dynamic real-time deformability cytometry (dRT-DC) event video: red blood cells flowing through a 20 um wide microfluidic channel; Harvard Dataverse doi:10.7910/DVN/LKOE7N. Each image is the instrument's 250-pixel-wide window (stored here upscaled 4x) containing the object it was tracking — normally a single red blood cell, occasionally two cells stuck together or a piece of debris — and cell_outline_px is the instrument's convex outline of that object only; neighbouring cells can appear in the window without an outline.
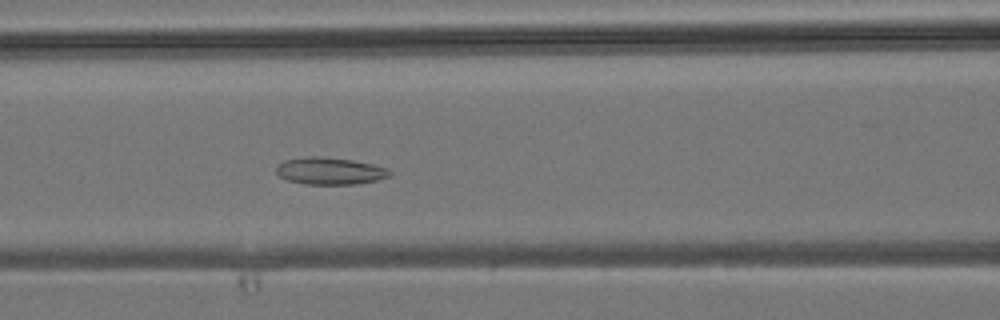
{"species": "common noctule bat (a hibernating species)", "species_latin": "Nyctalus noctula", "temperature_condition": "room temperature", "stored_images_in_passage": 30, "camera_frame_rate_fps": 3000, "um_per_image_px": 0.085, "animal": {"sex": "male", "body_mass_g": 19.2, "forearm_length_mm": 51.8}, "frame": {"image": 1, "passage_image": 5, "time_ms": 1.333, "image_size_px": [1000, 320], "cell_outline_px": [[392, 172], [388, 176], [376, 180], [356, 184], [304, 184], [288, 180], [280, 176], [276, 172], [276, 168], [284, 160], [308, 156], [324, 156], [352, 160], [372, 164], [388, 168]], "centroid_in_image_um": [28.04, 14.52], "position_along_channel_um": 138.6, "area_um2": 17.86}}
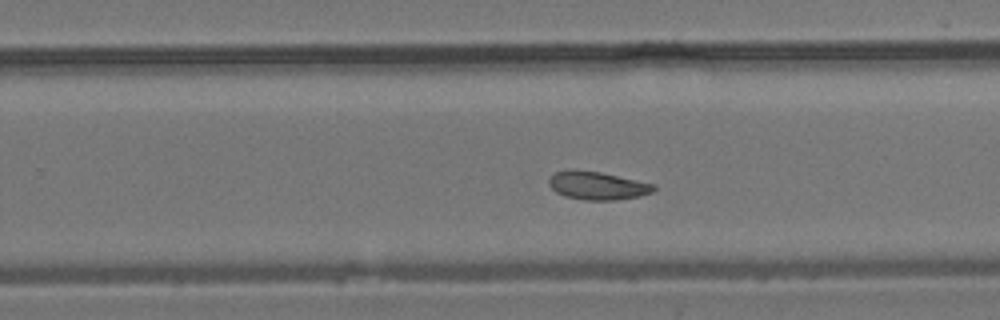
{"frame": {"image": 2, "passage_image": 14, "time_ms": 4.333, "image_size_px": [1000, 320], "cell_outline_px": [[656, 188], [652, 192], [640, 196], [616, 200], [584, 200], [564, 196], [556, 192], [548, 184], [548, 180], [556, 172], [572, 168], [600, 172], [656, 184]], "centroid_in_image_um": [50.78, 15.77], "position_along_channel_um": 279.0, "area_um2": 17.34}}
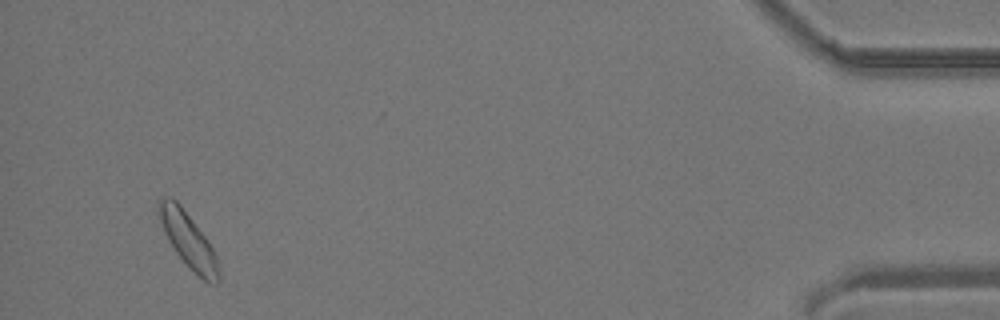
{"frame": {"image": 3, "passage_image": 28, "time_ms": 9.0, "image_size_px": [1000, 320], "cell_outline_px": [[220, 280], [216, 284], [204, 280], [192, 272], [188, 268], [176, 252], [168, 240], [164, 232], [156, 212], [156, 204], [164, 196], [172, 196], [180, 204], [208, 240], [216, 256], [220, 272]], "centroid_in_image_um": [15.97, 20.39], "position_along_channel_um": 419.2, "area_um2": 19.42}}